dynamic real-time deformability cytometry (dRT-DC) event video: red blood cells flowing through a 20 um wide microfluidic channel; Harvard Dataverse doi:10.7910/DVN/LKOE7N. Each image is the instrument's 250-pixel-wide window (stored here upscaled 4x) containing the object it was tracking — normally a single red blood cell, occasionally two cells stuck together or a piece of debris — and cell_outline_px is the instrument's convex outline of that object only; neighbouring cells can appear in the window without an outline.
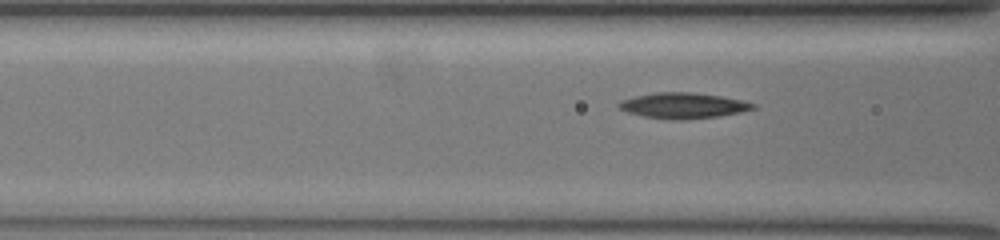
{"species": "common noctule bat (a hibernating species)", "species_latin": "Nyctalus noctula", "temperature_condition": "warm", "stored_images_in_passage": 27, "camera_frame_rate_fps": 3000, "um_per_image_px": 0.085, "animal": {"sex": "female", "body_mass_g": 19.5, "forearm_length_mm": 54.1}, "frame": {"image": 1, "passage_image": 5, "time_ms": 1.333, "image_size_px": [1000, 240], "cell_outline_px": [[756, 108], [740, 112], [716, 116], [680, 120], [676, 120], [644, 116], [628, 112], [620, 108], [616, 104], [620, 100], [636, 96], [656, 92], [692, 92], [720, 96], [740, 100], [756, 104]], "centroid_in_image_um": [58.04, 8.96], "position_along_channel_um": 108.6, "area_um2": 19.77}}
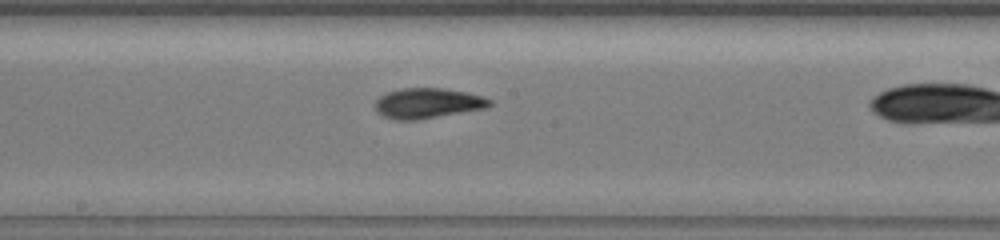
{"frame": {"image": 2, "passage_image": 13, "time_ms": 4.0, "image_size_px": [1000, 240], "cell_outline_px": [[492, 104], [484, 108], [416, 120], [396, 120], [384, 116], [376, 112], [376, 100], [380, 96], [388, 92], [400, 88], [444, 88], [464, 92], [480, 96], [492, 100]], "centroid_in_image_um": [36.31, 8.77], "position_along_channel_um": 211.9, "area_um2": 19.88}}
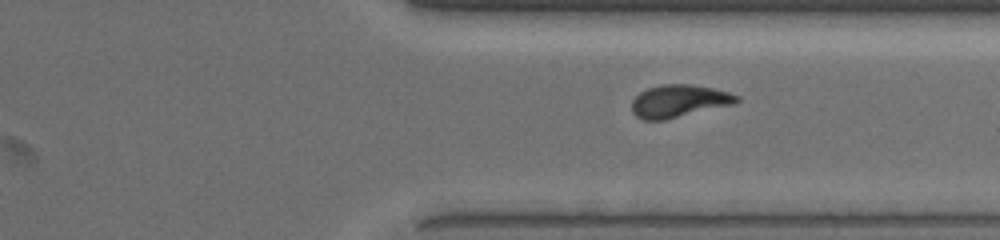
{"frame": {"image": 3, "passage_image": 24, "time_ms": 7.667, "image_size_px": [1000, 240], "cell_outline_px": [[740, 100], [736, 104], [664, 120], [644, 120], [636, 116], [632, 112], [632, 100], [640, 92], [648, 88], [660, 84], [692, 84], [712, 88], [728, 92], [740, 96]], "centroid_in_image_um": [57.73, 8.59], "position_along_channel_um": 353.7, "area_um2": 20.06}}